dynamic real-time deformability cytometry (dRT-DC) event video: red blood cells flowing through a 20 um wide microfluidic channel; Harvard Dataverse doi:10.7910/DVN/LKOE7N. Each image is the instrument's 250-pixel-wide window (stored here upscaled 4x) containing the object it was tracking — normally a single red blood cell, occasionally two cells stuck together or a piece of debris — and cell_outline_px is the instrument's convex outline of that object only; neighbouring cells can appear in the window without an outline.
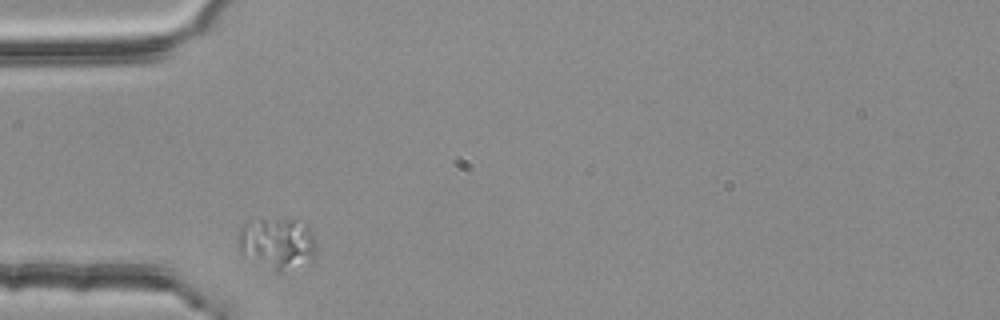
{"species": "common noctule bat (a hibernating species)", "species_latin": "Nyctalus noctula", "temperature_condition": "room temperature", "stored_images_in_passage": 2, "camera_frame_rate_fps": 3000, "um_per_image_px": 0.085, "animal": {"sex": "female", "body_mass_g": 25.1}, "frame": {"image": 1, "passage_image": 1, "time_ms": 0.0, "image_size_px": [1000, 320], "cell_outline_px": [[316, 252], [312, 260], [280, 272], [240, 256], [240, 228], [248, 220], [260, 216], [308, 220], [316, 248]], "centroid_in_image_um": [23.57, 20.59], "position_along_channel_um": 61.4, "area_um2": 24.22}}